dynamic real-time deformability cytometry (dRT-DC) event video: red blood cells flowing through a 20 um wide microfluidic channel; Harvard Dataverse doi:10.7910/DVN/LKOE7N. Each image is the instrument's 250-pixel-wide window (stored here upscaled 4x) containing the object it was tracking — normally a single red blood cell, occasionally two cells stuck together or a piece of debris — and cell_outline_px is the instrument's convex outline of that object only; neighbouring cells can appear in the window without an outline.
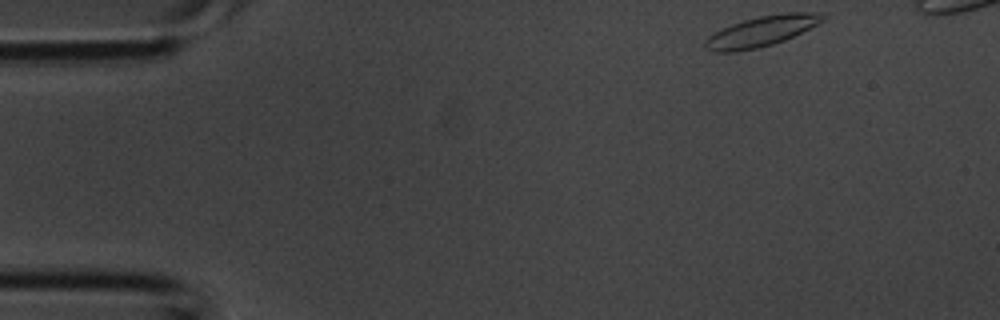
{"species": "common noctule bat (a hibernating species)", "species_latin": "Nyctalus noctula", "temperature_condition": "room temperature", "stored_images_in_passage": 32, "camera_frame_rate_fps": 3000, "um_per_image_px": 0.085, "animal": {"sex": "male", "body_mass_g": 20.1, "forearm_length_mm": 53.5}, "frame": {"image": 1, "passage_image": 1, "time_ms": 0.0, "image_size_px": [1000, 320], "cell_outline_px": [[828, 16], [824, 20], [784, 40], [760, 48], [736, 52], [712, 52], [704, 48], [704, 40], [708, 36], [732, 24], [744, 20], [760, 16], [784, 12], [824, 12]], "centroid_in_image_um": [64.72, 2.66], "position_along_channel_um": 20.3, "area_um2": 20.81}}
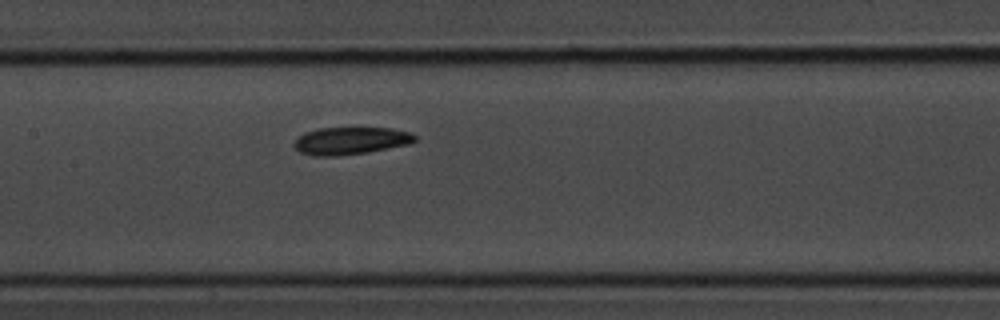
{"frame": {"image": 2, "passage_image": 15, "time_ms": 4.667, "image_size_px": [1000, 320], "cell_outline_px": [[416, 140], [408, 144], [368, 152], [336, 156], [312, 156], [300, 152], [292, 144], [296, 136], [304, 132], [320, 128], [392, 128], [408, 132], [416, 136]], "centroid_in_image_um": [29.74, 11.96], "position_along_channel_um": 177.7, "area_um2": 19.36}}
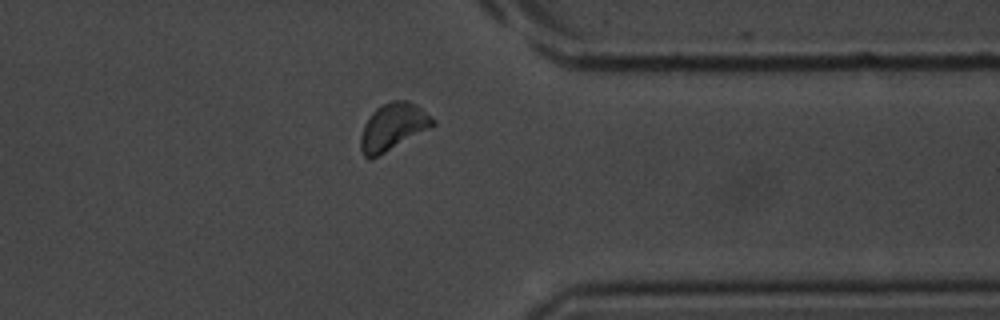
{"frame": {"image": 3, "passage_image": 27, "time_ms": 8.667, "image_size_px": [1000, 320], "cell_outline_px": [[436, 124], [384, 152], [376, 156], [364, 156], [360, 148], [360, 136], [364, 124], [372, 112], [376, 108], [392, 100], [408, 100], [416, 104], [436, 120]], "centroid_in_image_um": [33.4, 10.73], "position_along_channel_um": 378.0, "area_um2": 19.25}}